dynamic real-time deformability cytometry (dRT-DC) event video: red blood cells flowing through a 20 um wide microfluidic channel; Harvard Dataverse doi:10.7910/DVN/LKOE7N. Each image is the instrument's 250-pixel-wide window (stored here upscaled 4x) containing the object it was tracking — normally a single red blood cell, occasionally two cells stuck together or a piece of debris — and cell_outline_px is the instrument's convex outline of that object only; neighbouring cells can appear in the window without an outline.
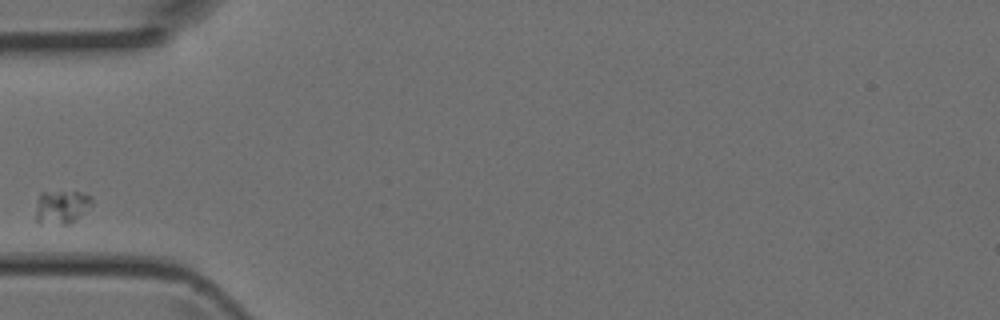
{"species": "Egyptian fruit bat (a non-hibernating species)", "species_latin": "Rousettus aegyptiacus", "temperature_condition": "room temperature", "stored_images_in_passage": 3, "camera_frame_rate_fps": 3000, "um_per_image_px": 0.085, "animal": {"sex": "female"}, "frame": {"image": 1, "passage_image": 1, "time_ms": 0.0, "image_size_px": [1000, 320], "cell_outline_px": [[92, 204], [68, 224], [60, 224], [36, 220], [36, 200], [40, 192], [80, 192], [92, 196]], "centroid_in_image_um": [5.21, 17.54], "position_along_channel_um": 79.8, "area_um2": 10.58}}
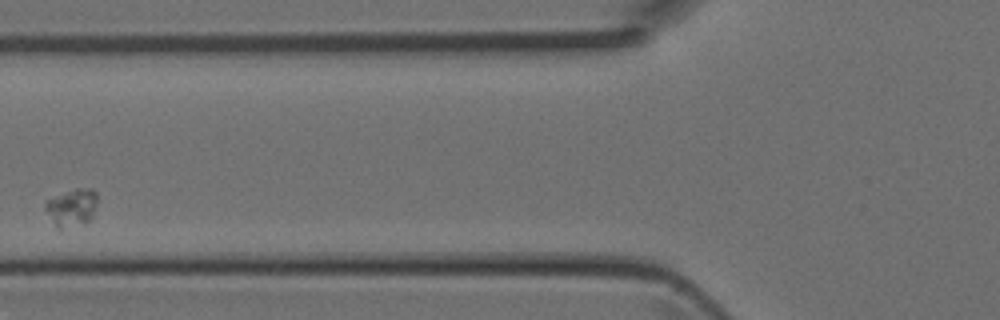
{"frame": {"image": 2, "passage_image": 2, "time_ms": 0.333, "image_size_px": [1000, 320], "cell_outline_px": [[96, 204], [92, 216], [88, 220], [60, 228], [56, 228], [44, 208], [44, 200], [64, 192], [76, 188], [92, 188], [96, 192]], "centroid_in_image_um": [6.05, 17.58], "position_along_channel_um": 119.8, "area_um2": 11.16}}
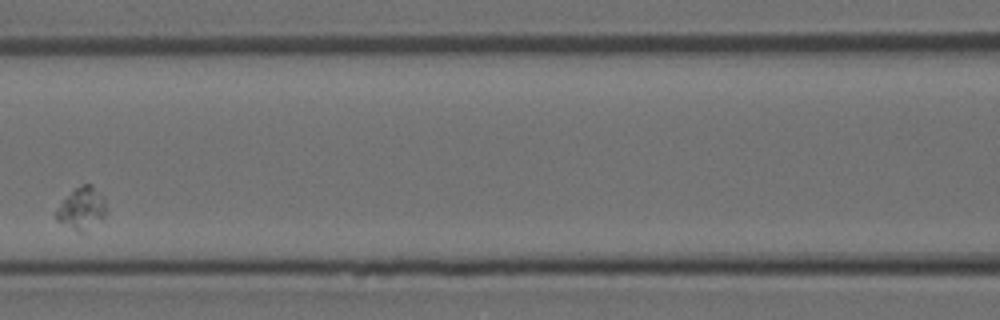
{"frame": {"image": 3, "passage_image": 3, "time_ms": 0.667, "image_size_px": [1000, 320], "cell_outline_px": [[104, 216], [84, 232], [80, 232], [56, 220], [56, 212], [60, 204], [76, 188], [84, 184], [92, 184], [104, 196]], "centroid_in_image_um": [6.95, 17.7], "position_along_channel_um": 159.6, "area_um2": 11.73}}